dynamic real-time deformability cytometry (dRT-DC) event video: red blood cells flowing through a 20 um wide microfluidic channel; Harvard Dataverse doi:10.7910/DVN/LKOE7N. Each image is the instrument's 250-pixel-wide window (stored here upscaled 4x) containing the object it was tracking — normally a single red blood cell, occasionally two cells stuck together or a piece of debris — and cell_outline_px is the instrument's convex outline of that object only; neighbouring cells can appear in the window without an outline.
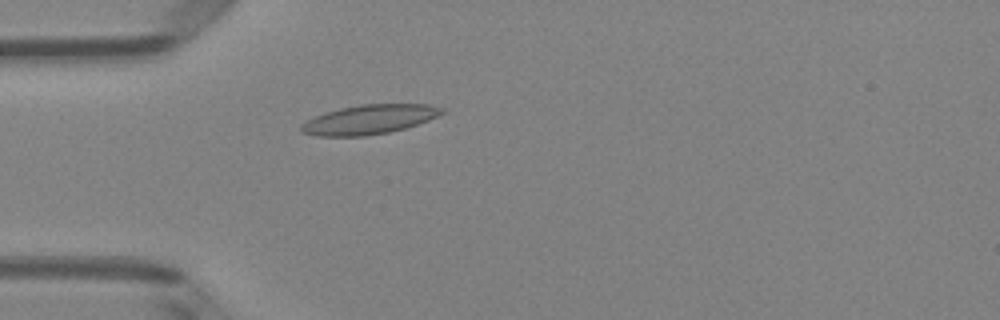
{"species": "Egyptian fruit bat (a non-hibernating species)", "species_latin": "Rousettus aegyptiacus", "temperature_condition": "room temperature", "stored_images_in_passage": 2, "camera_frame_rate_fps": 3000, "um_per_image_px": 0.085, "animal": {"sex": "female"}, "frame": {"image": 1, "passage_image": 2, "time_ms": 0.333, "image_size_px": [1000, 320], "cell_outline_px": [[444, 112], [428, 120], [404, 128], [388, 132], [364, 136], [316, 136], [300, 132], [300, 124], [324, 112], [340, 108], [360, 104], [428, 104], [444, 108]], "centroid_in_image_um": [31.34, 10.15], "position_along_channel_um": 53.7, "area_um2": 23.99}}